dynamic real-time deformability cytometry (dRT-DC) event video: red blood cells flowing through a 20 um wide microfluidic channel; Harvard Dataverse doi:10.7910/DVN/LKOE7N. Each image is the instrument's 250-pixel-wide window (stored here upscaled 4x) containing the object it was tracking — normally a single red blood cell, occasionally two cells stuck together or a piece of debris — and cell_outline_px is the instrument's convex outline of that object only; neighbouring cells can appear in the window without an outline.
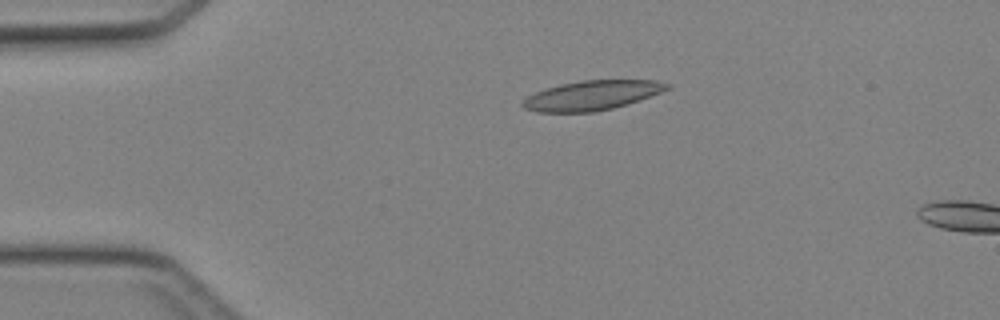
{"species": "Egyptian fruit bat (a non-hibernating species)", "species_latin": "Rousettus aegyptiacus", "temperature_condition": "cold", "stored_images_in_passage": 45, "segment_of_instrument_passage": [1, 2], "camera_frame_rate_fps": 3000, "um_per_image_px": 0.085, "animal": {"sex": "female"}, "frame": {"image": 1, "passage_image": 8, "time_ms": 2.333, "image_size_px": [1000, 320], "cell_outline_px": [[672, 88], [628, 104], [612, 108], [592, 112], [536, 112], [524, 108], [520, 104], [520, 100], [536, 92], [560, 84], [580, 80], [656, 80], [672, 84]], "centroid_in_image_um": [50.32, 8.1], "position_along_channel_um": 34.7, "area_um2": 24.97}}
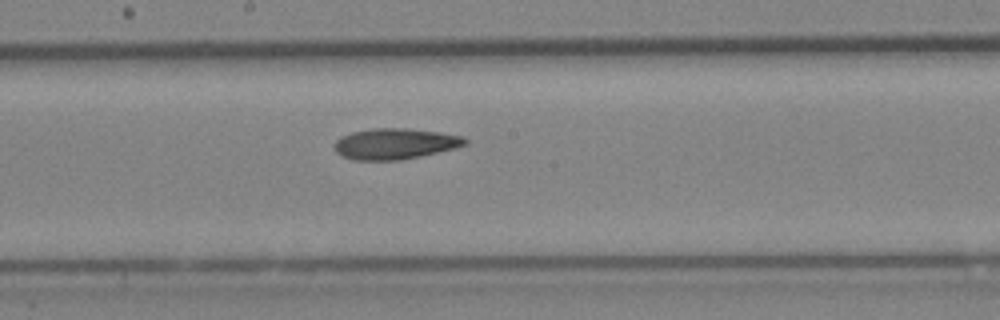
{"frame": {"image": 2, "passage_image": 23, "time_ms": 7.333, "image_size_px": [1000, 320], "cell_outline_px": [[468, 144], [456, 148], [420, 156], [400, 160], [356, 160], [344, 156], [336, 152], [332, 148], [332, 144], [340, 136], [352, 132], [372, 128], [408, 128], [440, 132], [464, 136], [468, 140]], "centroid_in_image_um": [33.58, 12.21], "position_along_channel_um": 214.6, "area_um2": 23.76}}
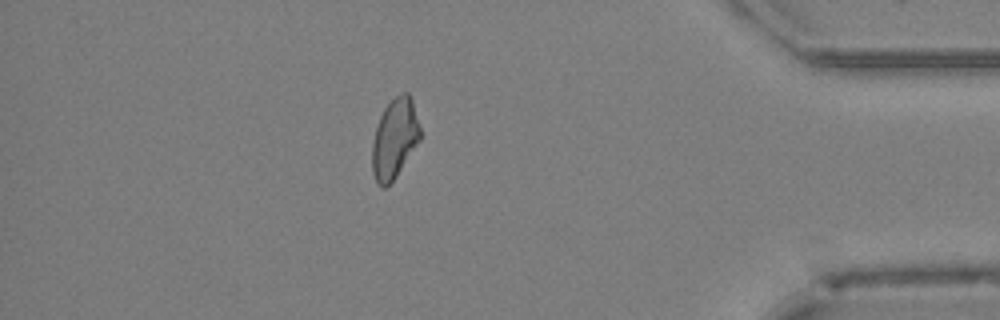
{"frame": {"image": 3, "passage_image": 38, "time_ms": 12.333, "image_size_px": [1000, 320], "cell_outline_px": [[420, 140], [396, 176], [384, 188], [380, 188], [376, 184], [372, 172], [372, 144], [376, 128], [380, 116], [384, 108], [400, 92], [408, 92], [412, 96], [420, 128]], "centroid_in_image_um": [33.54, 11.77], "position_along_channel_um": 401.7, "area_um2": 22.37}}